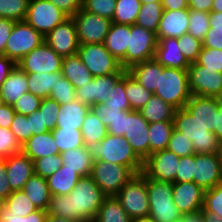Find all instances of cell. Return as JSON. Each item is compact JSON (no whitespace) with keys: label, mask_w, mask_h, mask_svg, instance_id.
<instances>
[{"label":"cell","mask_w":222,"mask_h":222,"mask_svg":"<svg viewBox=\"0 0 222 222\" xmlns=\"http://www.w3.org/2000/svg\"><path fill=\"white\" fill-rule=\"evenodd\" d=\"M217 101V105L222 109V91L214 97Z\"/></svg>","instance_id":"obj_78"},{"label":"cell","mask_w":222,"mask_h":222,"mask_svg":"<svg viewBox=\"0 0 222 222\" xmlns=\"http://www.w3.org/2000/svg\"><path fill=\"white\" fill-rule=\"evenodd\" d=\"M154 59L163 67L188 69L190 63L178 48V38L158 39Z\"/></svg>","instance_id":"obj_24"},{"label":"cell","mask_w":222,"mask_h":222,"mask_svg":"<svg viewBox=\"0 0 222 222\" xmlns=\"http://www.w3.org/2000/svg\"><path fill=\"white\" fill-rule=\"evenodd\" d=\"M60 104L50 97L44 98L40 103V113L42 114L43 124L48 131H52L57 123V116Z\"/></svg>","instance_id":"obj_54"},{"label":"cell","mask_w":222,"mask_h":222,"mask_svg":"<svg viewBox=\"0 0 222 222\" xmlns=\"http://www.w3.org/2000/svg\"><path fill=\"white\" fill-rule=\"evenodd\" d=\"M148 129L150 154L167 149L168 142L174 130L173 121L149 123Z\"/></svg>","instance_id":"obj_36"},{"label":"cell","mask_w":222,"mask_h":222,"mask_svg":"<svg viewBox=\"0 0 222 222\" xmlns=\"http://www.w3.org/2000/svg\"><path fill=\"white\" fill-rule=\"evenodd\" d=\"M116 0H82V8L112 21Z\"/></svg>","instance_id":"obj_52"},{"label":"cell","mask_w":222,"mask_h":222,"mask_svg":"<svg viewBox=\"0 0 222 222\" xmlns=\"http://www.w3.org/2000/svg\"><path fill=\"white\" fill-rule=\"evenodd\" d=\"M184 108L207 130L214 133L216 111L219 109L214 97L192 95Z\"/></svg>","instance_id":"obj_22"},{"label":"cell","mask_w":222,"mask_h":222,"mask_svg":"<svg viewBox=\"0 0 222 222\" xmlns=\"http://www.w3.org/2000/svg\"><path fill=\"white\" fill-rule=\"evenodd\" d=\"M22 191L27 194V197L37 209L47 211L51 194L46 178L33 174L25 183Z\"/></svg>","instance_id":"obj_31"},{"label":"cell","mask_w":222,"mask_h":222,"mask_svg":"<svg viewBox=\"0 0 222 222\" xmlns=\"http://www.w3.org/2000/svg\"><path fill=\"white\" fill-rule=\"evenodd\" d=\"M56 84V72L27 73L28 91L40 99L50 97V93Z\"/></svg>","instance_id":"obj_39"},{"label":"cell","mask_w":222,"mask_h":222,"mask_svg":"<svg viewBox=\"0 0 222 222\" xmlns=\"http://www.w3.org/2000/svg\"><path fill=\"white\" fill-rule=\"evenodd\" d=\"M15 111L7 104L0 105V127L9 129L12 124Z\"/></svg>","instance_id":"obj_67"},{"label":"cell","mask_w":222,"mask_h":222,"mask_svg":"<svg viewBox=\"0 0 222 222\" xmlns=\"http://www.w3.org/2000/svg\"><path fill=\"white\" fill-rule=\"evenodd\" d=\"M44 42V37L25 21L14 23L6 42L4 55L16 64L34 48Z\"/></svg>","instance_id":"obj_9"},{"label":"cell","mask_w":222,"mask_h":222,"mask_svg":"<svg viewBox=\"0 0 222 222\" xmlns=\"http://www.w3.org/2000/svg\"><path fill=\"white\" fill-rule=\"evenodd\" d=\"M34 174L40 175L42 178H48L53 175L63 165L62 156L57 154L55 156L47 155L43 158H38L33 161Z\"/></svg>","instance_id":"obj_48"},{"label":"cell","mask_w":222,"mask_h":222,"mask_svg":"<svg viewBox=\"0 0 222 222\" xmlns=\"http://www.w3.org/2000/svg\"><path fill=\"white\" fill-rule=\"evenodd\" d=\"M205 222H222V218L213 212L201 211Z\"/></svg>","instance_id":"obj_73"},{"label":"cell","mask_w":222,"mask_h":222,"mask_svg":"<svg viewBox=\"0 0 222 222\" xmlns=\"http://www.w3.org/2000/svg\"><path fill=\"white\" fill-rule=\"evenodd\" d=\"M141 8L140 0H116L112 22L123 25L136 23Z\"/></svg>","instance_id":"obj_40"},{"label":"cell","mask_w":222,"mask_h":222,"mask_svg":"<svg viewBox=\"0 0 222 222\" xmlns=\"http://www.w3.org/2000/svg\"><path fill=\"white\" fill-rule=\"evenodd\" d=\"M116 197L131 219L149 215V198L145 175L142 172L133 176Z\"/></svg>","instance_id":"obj_8"},{"label":"cell","mask_w":222,"mask_h":222,"mask_svg":"<svg viewBox=\"0 0 222 222\" xmlns=\"http://www.w3.org/2000/svg\"><path fill=\"white\" fill-rule=\"evenodd\" d=\"M149 198V216L155 222H176L183 215L173 201V183L159 181L145 176Z\"/></svg>","instance_id":"obj_3"},{"label":"cell","mask_w":222,"mask_h":222,"mask_svg":"<svg viewBox=\"0 0 222 222\" xmlns=\"http://www.w3.org/2000/svg\"><path fill=\"white\" fill-rule=\"evenodd\" d=\"M26 92H29L27 73L16 65L0 86L2 102L12 106Z\"/></svg>","instance_id":"obj_25"},{"label":"cell","mask_w":222,"mask_h":222,"mask_svg":"<svg viewBox=\"0 0 222 222\" xmlns=\"http://www.w3.org/2000/svg\"><path fill=\"white\" fill-rule=\"evenodd\" d=\"M127 70L121 69L118 73L93 77L82 86L76 88V99L88 106L101 104L108 99L116 82L123 76Z\"/></svg>","instance_id":"obj_14"},{"label":"cell","mask_w":222,"mask_h":222,"mask_svg":"<svg viewBox=\"0 0 222 222\" xmlns=\"http://www.w3.org/2000/svg\"><path fill=\"white\" fill-rule=\"evenodd\" d=\"M174 129L190 138L195 153L217 152L218 138L200 124L185 108L176 109L173 118Z\"/></svg>","instance_id":"obj_5"},{"label":"cell","mask_w":222,"mask_h":222,"mask_svg":"<svg viewBox=\"0 0 222 222\" xmlns=\"http://www.w3.org/2000/svg\"><path fill=\"white\" fill-rule=\"evenodd\" d=\"M41 100L42 99L38 98L31 92H26L18 98V100L12 105V108L15 113L28 115L39 109Z\"/></svg>","instance_id":"obj_58"},{"label":"cell","mask_w":222,"mask_h":222,"mask_svg":"<svg viewBox=\"0 0 222 222\" xmlns=\"http://www.w3.org/2000/svg\"><path fill=\"white\" fill-rule=\"evenodd\" d=\"M69 17L74 16L82 8V0H48Z\"/></svg>","instance_id":"obj_62"},{"label":"cell","mask_w":222,"mask_h":222,"mask_svg":"<svg viewBox=\"0 0 222 222\" xmlns=\"http://www.w3.org/2000/svg\"><path fill=\"white\" fill-rule=\"evenodd\" d=\"M107 195L90 177H82L67 195L51 196L47 214L77 222L93 221Z\"/></svg>","instance_id":"obj_1"},{"label":"cell","mask_w":222,"mask_h":222,"mask_svg":"<svg viewBox=\"0 0 222 222\" xmlns=\"http://www.w3.org/2000/svg\"><path fill=\"white\" fill-rule=\"evenodd\" d=\"M132 222H155V221L148 215V216L133 218Z\"/></svg>","instance_id":"obj_76"},{"label":"cell","mask_w":222,"mask_h":222,"mask_svg":"<svg viewBox=\"0 0 222 222\" xmlns=\"http://www.w3.org/2000/svg\"><path fill=\"white\" fill-rule=\"evenodd\" d=\"M132 110L120 111V115L116 116L112 122L108 125V133L115 136H123L125 131V117Z\"/></svg>","instance_id":"obj_63"},{"label":"cell","mask_w":222,"mask_h":222,"mask_svg":"<svg viewBox=\"0 0 222 222\" xmlns=\"http://www.w3.org/2000/svg\"><path fill=\"white\" fill-rule=\"evenodd\" d=\"M74 85L61 72H56V84L53 87L50 98L60 105L67 104L76 98Z\"/></svg>","instance_id":"obj_46"},{"label":"cell","mask_w":222,"mask_h":222,"mask_svg":"<svg viewBox=\"0 0 222 222\" xmlns=\"http://www.w3.org/2000/svg\"><path fill=\"white\" fill-rule=\"evenodd\" d=\"M77 55L93 77L118 73L122 66L103 43L80 44Z\"/></svg>","instance_id":"obj_10"},{"label":"cell","mask_w":222,"mask_h":222,"mask_svg":"<svg viewBox=\"0 0 222 222\" xmlns=\"http://www.w3.org/2000/svg\"><path fill=\"white\" fill-rule=\"evenodd\" d=\"M216 155L222 164V138L218 140L217 152Z\"/></svg>","instance_id":"obj_77"},{"label":"cell","mask_w":222,"mask_h":222,"mask_svg":"<svg viewBox=\"0 0 222 222\" xmlns=\"http://www.w3.org/2000/svg\"><path fill=\"white\" fill-rule=\"evenodd\" d=\"M178 48L189 63H195L202 49V41L187 32L178 38Z\"/></svg>","instance_id":"obj_49"},{"label":"cell","mask_w":222,"mask_h":222,"mask_svg":"<svg viewBox=\"0 0 222 222\" xmlns=\"http://www.w3.org/2000/svg\"><path fill=\"white\" fill-rule=\"evenodd\" d=\"M163 11L188 9V0H162Z\"/></svg>","instance_id":"obj_70"},{"label":"cell","mask_w":222,"mask_h":222,"mask_svg":"<svg viewBox=\"0 0 222 222\" xmlns=\"http://www.w3.org/2000/svg\"><path fill=\"white\" fill-rule=\"evenodd\" d=\"M10 130L15 135L16 140L22 145L33 135L30 126V117L15 113Z\"/></svg>","instance_id":"obj_55"},{"label":"cell","mask_w":222,"mask_h":222,"mask_svg":"<svg viewBox=\"0 0 222 222\" xmlns=\"http://www.w3.org/2000/svg\"><path fill=\"white\" fill-rule=\"evenodd\" d=\"M62 57L45 41L25 55L17 65L26 73L61 72Z\"/></svg>","instance_id":"obj_15"},{"label":"cell","mask_w":222,"mask_h":222,"mask_svg":"<svg viewBox=\"0 0 222 222\" xmlns=\"http://www.w3.org/2000/svg\"><path fill=\"white\" fill-rule=\"evenodd\" d=\"M179 159V156L168 149L153 152L143 161L142 173L151 179L173 183Z\"/></svg>","instance_id":"obj_13"},{"label":"cell","mask_w":222,"mask_h":222,"mask_svg":"<svg viewBox=\"0 0 222 222\" xmlns=\"http://www.w3.org/2000/svg\"><path fill=\"white\" fill-rule=\"evenodd\" d=\"M60 155L62 156V162L65 168L74 170L81 177H88L91 175L94 159L88 151L87 146L70 149Z\"/></svg>","instance_id":"obj_30"},{"label":"cell","mask_w":222,"mask_h":222,"mask_svg":"<svg viewBox=\"0 0 222 222\" xmlns=\"http://www.w3.org/2000/svg\"><path fill=\"white\" fill-rule=\"evenodd\" d=\"M21 151L32 161L47 155L60 154L51 131L32 135L29 140L21 145Z\"/></svg>","instance_id":"obj_27"},{"label":"cell","mask_w":222,"mask_h":222,"mask_svg":"<svg viewBox=\"0 0 222 222\" xmlns=\"http://www.w3.org/2000/svg\"><path fill=\"white\" fill-rule=\"evenodd\" d=\"M13 191L8 181L5 159L0 161V198L5 200Z\"/></svg>","instance_id":"obj_65"},{"label":"cell","mask_w":222,"mask_h":222,"mask_svg":"<svg viewBox=\"0 0 222 222\" xmlns=\"http://www.w3.org/2000/svg\"><path fill=\"white\" fill-rule=\"evenodd\" d=\"M154 95L176 109L184 108L192 96L187 69L163 67Z\"/></svg>","instance_id":"obj_4"},{"label":"cell","mask_w":222,"mask_h":222,"mask_svg":"<svg viewBox=\"0 0 222 222\" xmlns=\"http://www.w3.org/2000/svg\"><path fill=\"white\" fill-rule=\"evenodd\" d=\"M204 192L194 182H173V201L182 215L201 212L204 204Z\"/></svg>","instance_id":"obj_20"},{"label":"cell","mask_w":222,"mask_h":222,"mask_svg":"<svg viewBox=\"0 0 222 222\" xmlns=\"http://www.w3.org/2000/svg\"><path fill=\"white\" fill-rule=\"evenodd\" d=\"M125 93L130 109L139 111L151 98L153 93L142 86L127 71L125 72Z\"/></svg>","instance_id":"obj_37"},{"label":"cell","mask_w":222,"mask_h":222,"mask_svg":"<svg viewBox=\"0 0 222 222\" xmlns=\"http://www.w3.org/2000/svg\"><path fill=\"white\" fill-rule=\"evenodd\" d=\"M4 206L18 217H27L38 210L22 190L13 191L4 200Z\"/></svg>","instance_id":"obj_43"},{"label":"cell","mask_w":222,"mask_h":222,"mask_svg":"<svg viewBox=\"0 0 222 222\" xmlns=\"http://www.w3.org/2000/svg\"><path fill=\"white\" fill-rule=\"evenodd\" d=\"M27 117H30V126L33 135L48 132L45 125L43 124L42 114L40 113L39 109L31 114H28Z\"/></svg>","instance_id":"obj_66"},{"label":"cell","mask_w":222,"mask_h":222,"mask_svg":"<svg viewBox=\"0 0 222 222\" xmlns=\"http://www.w3.org/2000/svg\"><path fill=\"white\" fill-rule=\"evenodd\" d=\"M139 111L149 123H156L173 121L176 108L153 94Z\"/></svg>","instance_id":"obj_34"},{"label":"cell","mask_w":222,"mask_h":222,"mask_svg":"<svg viewBox=\"0 0 222 222\" xmlns=\"http://www.w3.org/2000/svg\"><path fill=\"white\" fill-rule=\"evenodd\" d=\"M212 11L222 12V0H213Z\"/></svg>","instance_id":"obj_75"},{"label":"cell","mask_w":222,"mask_h":222,"mask_svg":"<svg viewBox=\"0 0 222 222\" xmlns=\"http://www.w3.org/2000/svg\"><path fill=\"white\" fill-rule=\"evenodd\" d=\"M213 0H188V9L210 13L212 11Z\"/></svg>","instance_id":"obj_69"},{"label":"cell","mask_w":222,"mask_h":222,"mask_svg":"<svg viewBox=\"0 0 222 222\" xmlns=\"http://www.w3.org/2000/svg\"><path fill=\"white\" fill-rule=\"evenodd\" d=\"M189 87L192 95L215 97L222 91V73L199 64L188 67Z\"/></svg>","instance_id":"obj_17"},{"label":"cell","mask_w":222,"mask_h":222,"mask_svg":"<svg viewBox=\"0 0 222 222\" xmlns=\"http://www.w3.org/2000/svg\"><path fill=\"white\" fill-rule=\"evenodd\" d=\"M201 211L213 212L222 218V183L204 192V204Z\"/></svg>","instance_id":"obj_56"},{"label":"cell","mask_w":222,"mask_h":222,"mask_svg":"<svg viewBox=\"0 0 222 222\" xmlns=\"http://www.w3.org/2000/svg\"><path fill=\"white\" fill-rule=\"evenodd\" d=\"M44 41L62 58L76 55L80 43L73 18L69 17L50 31Z\"/></svg>","instance_id":"obj_18"},{"label":"cell","mask_w":222,"mask_h":222,"mask_svg":"<svg viewBox=\"0 0 222 222\" xmlns=\"http://www.w3.org/2000/svg\"><path fill=\"white\" fill-rule=\"evenodd\" d=\"M157 44L158 39L154 32L137 24L131 25L126 56L120 61L122 68L127 70L134 64L153 59Z\"/></svg>","instance_id":"obj_6"},{"label":"cell","mask_w":222,"mask_h":222,"mask_svg":"<svg viewBox=\"0 0 222 222\" xmlns=\"http://www.w3.org/2000/svg\"><path fill=\"white\" fill-rule=\"evenodd\" d=\"M19 152H21V145L10 128L0 127V154L6 158Z\"/></svg>","instance_id":"obj_57"},{"label":"cell","mask_w":222,"mask_h":222,"mask_svg":"<svg viewBox=\"0 0 222 222\" xmlns=\"http://www.w3.org/2000/svg\"><path fill=\"white\" fill-rule=\"evenodd\" d=\"M209 20L208 12L189 10L188 33L193 35L196 39L203 41L210 28Z\"/></svg>","instance_id":"obj_47"},{"label":"cell","mask_w":222,"mask_h":222,"mask_svg":"<svg viewBox=\"0 0 222 222\" xmlns=\"http://www.w3.org/2000/svg\"><path fill=\"white\" fill-rule=\"evenodd\" d=\"M90 110L104 123L106 127H108L116 116L120 115V111H124L121 108L107 107L103 103L90 106Z\"/></svg>","instance_id":"obj_61"},{"label":"cell","mask_w":222,"mask_h":222,"mask_svg":"<svg viewBox=\"0 0 222 222\" xmlns=\"http://www.w3.org/2000/svg\"><path fill=\"white\" fill-rule=\"evenodd\" d=\"M17 64L4 54H0V86Z\"/></svg>","instance_id":"obj_68"},{"label":"cell","mask_w":222,"mask_h":222,"mask_svg":"<svg viewBox=\"0 0 222 222\" xmlns=\"http://www.w3.org/2000/svg\"><path fill=\"white\" fill-rule=\"evenodd\" d=\"M189 9L163 11L157 30V39L179 38L188 32Z\"/></svg>","instance_id":"obj_23"},{"label":"cell","mask_w":222,"mask_h":222,"mask_svg":"<svg viewBox=\"0 0 222 222\" xmlns=\"http://www.w3.org/2000/svg\"><path fill=\"white\" fill-rule=\"evenodd\" d=\"M81 133L85 146L101 142L108 134L104 123L89 110L82 123Z\"/></svg>","instance_id":"obj_38"},{"label":"cell","mask_w":222,"mask_h":222,"mask_svg":"<svg viewBox=\"0 0 222 222\" xmlns=\"http://www.w3.org/2000/svg\"><path fill=\"white\" fill-rule=\"evenodd\" d=\"M131 25L113 23L104 41L106 49L119 61L126 56Z\"/></svg>","instance_id":"obj_29"},{"label":"cell","mask_w":222,"mask_h":222,"mask_svg":"<svg viewBox=\"0 0 222 222\" xmlns=\"http://www.w3.org/2000/svg\"><path fill=\"white\" fill-rule=\"evenodd\" d=\"M89 110L90 106L76 98L67 104L60 105L55 128L81 129Z\"/></svg>","instance_id":"obj_26"},{"label":"cell","mask_w":222,"mask_h":222,"mask_svg":"<svg viewBox=\"0 0 222 222\" xmlns=\"http://www.w3.org/2000/svg\"><path fill=\"white\" fill-rule=\"evenodd\" d=\"M94 161L102 160L129 167L135 174L143 170V161L133 151L124 136L107 134L99 143L88 145Z\"/></svg>","instance_id":"obj_2"},{"label":"cell","mask_w":222,"mask_h":222,"mask_svg":"<svg viewBox=\"0 0 222 222\" xmlns=\"http://www.w3.org/2000/svg\"><path fill=\"white\" fill-rule=\"evenodd\" d=\"M15 22L12 19L0 18V54H4L6 42Z\"/></svg>","instance_id":"obj_64"},{"label":"cell","mask_w":222,"mask_h":222,"mask_svg":"<svg viewBox=\"0 0 222 222\" xmlns=\"http://www.w3.org/2000/svg\"><path fill=\"white\" fill-rule=\"evenodd\" d=\"M194 164L195 154L180 157L175 182H194Z\"/></svg>","instance_id":"obj_60"},{"label":"cell","mask_w":222,"mask_h":222,"mask_svg":"<svg viewBox=\"0 0 222 222\" xmlns=\"http://www.w3.org/2000/svg\"><path fill=\"white\" fill-rule=\"evenodd\" d=\"M81 178L74 170L62 165L60 169L47 178L51 196L69 194Z\"/></svg>","instance_id":"obj_33"},{"label":"cell","mask_w":222,"mask_h":222,"mask_svg":"<svg viewBox=\"0 0 222 222\" xmlns=\"http://www.w3.org/2000/svg\"><path fill=\"white\" fill-rule=\"evenodd\" d=\"M4 159L11 190H22L25 183L34 174L33 161L22 151Z\"/></svg>","instance_id":"obj_21"},{"label":"cell","mask_w":222,"mask_h":222,"mask_svg":"<svg viewBox=\"0 0 222 222\" xmlns=\"http://www.w3.org/2000/svg\"><path fill=\"white\" fill-rule=\"evenodd\" d=\"M30 0H0V18L24 21Z\"/></svg>","instance_id":"obj_45"},{"label":"cell","mask_w":222,"mask_h":222,"mask_svg":"<svg viewBox=\"0 0 222 222\" xmlns=\"http://www.w3.org/2000/svg\"><path fill=\"white\" fill-rule=\"evenodd\" d=\"M45 222H77L68 218H61L58 216L47 215Z\"/></svg>","instance_id":"obj_74"},{"label":"cell","mask_w":222,"mask_h":222,"mask_svg":"<svg viewBox=\"0 0 222 222\" xmlns=\"http://www.w3.org/2000/svg\"><path fill=\"white\" fill-rule=\"evenodd\" d=\"M167 149L179 157L195 154L194 146L190 138L175 129L168 142Z\"/></svg>","instance_id":"obj_50"},{"label":"cell","mask_w":222,"mask_h":222,"mask_svg":"<svg viewBox=\"0 0 222 222\" xmlns=\"http://www.w3.org/2000/svg\"><path fill=\"white\" fill-rule=\"evenodd\" d=\"M162 70L163 66L153 58L134 64L127 69V72L147 90L154 93L158 86L159 73H162Z\"/></svg>","instance_id":"obj_28"},{"label":"cell","mask_w":222,"mask_h":222,"mask_svg":"<svg viewBox=\"0 0 222 222\" xmlns=\"http://www.w3.org/2000/svg\"><path fill=\"white\" fill-rule=\"evenodd\" d=\"M80 44L104 43L112 21L81 8L72 16Z\"/></svg>","instance_id":"obj_12"},{"label":"cell","mask_w":222,"mask_h":222,"mask_svg":"<svg viewBox=\"0 0 222 222\" xmlns=\"http://www.w3.org/2000/svg\"><path fill=\"white\" fill-rule=\"evenodd\" d=\"M3 206H4V200L2 198H0V210Z\"/></svg>","instance_id":"obj_80"},{"label":"cell","mask_w":222,"mask_h":222,"mask_svg":"<svg viewBox=\"0 0 222 222\" xmlns=\"http://www.w3.org/2000/svg\"><path fill=\"white\" fill-rule=\"evenodd\" d=\"M94 222H132L116 196H107L100 206Z\"/></svg>","instance_id":"obj_35"},{"label":"cell","mask_w":222,"mask_h":222,"mask_svg":"<svg viewBox=\"0 0 222 222\" xmlns=\"http://www.w3.org/2000/svg\"><path fill=\"white\" fill-rule=\"evenodd\" d=\"M47 211L38 209L27 217H18L11 213L9 209L3 206L0 210V222H45Z\"/></svg>","instance_id":"obj_59"},{"label":"cell","mask_w":222,"mask_h":222,"mask_svg":"<svg viewBox=\"0 0 222 222\" xmlns=\"http://www.w3.org/2000/svg\"><path fill=\"white\" fill-rule=\"evenodd\" d=\"M176 222H205L202 213H196V214H189V215H183L181 220H178Z\"/></svg>","instance_id":"obj_72"},{"label":"cell","mask_w":222,"mask_h":222,"mask_svg":"<svg viewBox=\"0 0 222 222\" xmlns=\"http://www.w3.org/2000/svg\"><path fill=\"white\" fill-rule=\"evenodd\" d=\"M194 183L204 191L222 183V164L216 153H195Z\"/></svg>","instance_id":"obj_19"},{"label":"cell","mask_w":222,"mask_h":222,"mask_svg":"<svg viewBox=\"0 0 222 222\" xmlns=\"http://www.w3.org/2000/svg\"><path fill=\"white\" fill-rule=\"evenodd\" d=\"M149 122L140 111L132 110L125 117L124 137L128 140L136 155L144 161L150 155Z\"/></svg>","instance_id":"obj_16"},{"label":"cell","mask_w":222,"mask_h":222,"mask_svg":"<svg viewBox=\"0 0 222 222\" xmlns=\"http://www.w3.org/2000/svg\"><path fill=\"white\" fill-rule=\"evenodd\" d=\"M209 18L210 28L202 41V47L222 50V12L211 11Z\"/></svg>","instance_id":"obj_44"},{"label":"cell","mask_w":222,"mask_h":222,"mask_svg":"<svg viewBox=\"0 0 222 222\" xmlns=\"http://www.w3.org/2000/svg\"><path fill=\"white\" fill-rule=\"evenodd\" d=\"M215 135L218 139L222 138V109L219 108L218 111H216V126H215Z\"/></svg>","instance_id":"obj_71"},{"label":"cell","mask_w":222,"mask_h":222,"mask_svg":"<svg viewBox=\"0 0 222 222\" xmlns=\"http://www.w3.org/2000/svg\"><path fill=\"white\" fill-rule=\"evenodd\" d=\"M107 107L121 108L122 110H131L125 93V73L116 82L108 99L103 102Z\"/></svg>","instance_id":"obj_51"},{"label":"cell","mask_w":222,"mask_h":222,"mask_svg":"<svg viewBox=\"0 0 222 222\" xmlns=\"http://www.w3.org/2000/svg\"><path fill=\"white\" fill-rule=\"evenodd\" d=\"M61 74L74 85L75 89L93 79V75L77 54L62 59Z\"/></svg>","instance_id":"obj_32"},{"label":"cell","mask_w":222,"mask_h":222,"mask_svg":"<svg viewBox=\"0 0 222 222\" xmlns=\"http://www.w3.org/2000/svg\"><path fill=\"white\" fill-rule=\"evenodd\" d=\"M140 2H141V4H146V3H154V2H156V3H162V0H140Z\"/></svg>","instance_id":"obj_79"},{"label":"cell","mask_w":222,"mask_h":222,"mask_svg":"<svg viewBox=\"0 0 222 222\" xmlns=\"http://www.w3.org/2000/svg\"><path fill=\"white\" fill-rule=\"evenodd\" d=\"M135 175L127 166L97 160L94 161L90 177L107 196H116Z\"/></svg>","instance_id":"obj_7"},{"label":"cell","mask_w":222,"mask_h":222,"mask_svg":"<svg viewBox=\"0 0 222 222\" xmlns=\"http://www.w3.org/2000/svg\"><path fill=\"white\" fill-rule=\"evenodd\" d=\"M69 16L48 0H30L25 22L44 38Z\"/></svg>","instance_id":"obj_11"},{"label":"cell","mask_w":222,"mask_h":222,"mask_svg":"<svg viewBox=\"0 0 222 222\" xmlns=\"http://www.w3.org/2000/svg\"><path fill=\"white\" fill-rule=\"evenodd\" d=\"M51 132L60 154L70 149L85 146L81 129L54 128Z\"/></svg>","instance_id":"obj_41"},{"label":"cell","mask_w":222,"mask_h":222,"mask_svg":"<svg viewBox=\"0 0 222 222\" xmlns=\"http://www.w3.org/2000/svg\"><path fill=\"white\" fill-rule=\"evenodd\" d=\"M197 64L222 73V50L202 47L198 55Z\"/></svg>","instance_id":"obj_53"},{"label":"cell","mask_w":222,"mask_h":222,"mask_svg":"<svg viewBox=\"0 0 222 222\" xmlns=\"http://www.w3.org/2000/svg\"><path fill=\"white\" fill-rule=\"evenodd\" d=\"M162 13L163 7L161 3L151 2L149 4H141L135 24L142 26L143 28L156 34Z\"/></svg>","instance_id":"obj_42"}]
</instances>
